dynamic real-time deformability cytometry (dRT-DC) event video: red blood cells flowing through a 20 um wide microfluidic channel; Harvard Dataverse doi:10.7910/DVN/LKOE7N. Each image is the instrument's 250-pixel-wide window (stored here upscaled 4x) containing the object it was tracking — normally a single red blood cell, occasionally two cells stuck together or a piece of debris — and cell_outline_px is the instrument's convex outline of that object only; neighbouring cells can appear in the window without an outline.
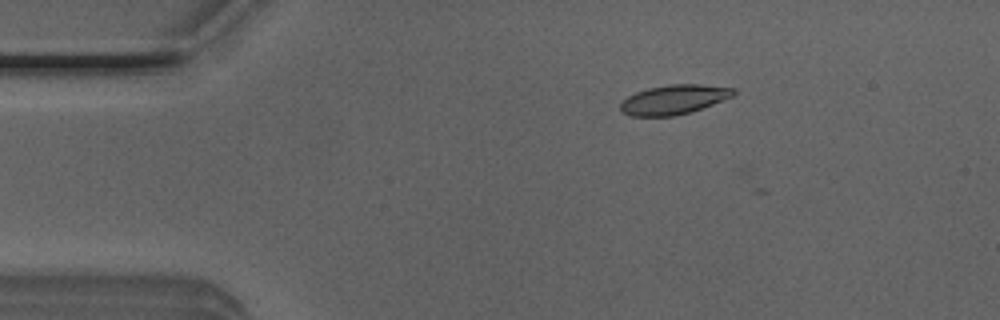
{"species": "Egyptian fruit bat (a non-hibernating species)", "species_latin": "Rousettus aegyptiacus", "temperature_condition": "room temperature", "stored_images_in_passage": 5, "camera_frame_rate_fps": 3000, "um_per_image_px": 0.085, "animal": {"sex": "male"}, "frame": {"image": 1, "passage_image": 1, "time_ms": 0.0, "image_size_px": [1000, 320], "cell_outline_px": [[736, 92], [732, 96], [712, 104], [688, 112], [672, 116], [632, 116], [624, 112], [620, 108], [620, 104], [628, 96], [636, 92], [648, 88], [668, 84], [700, 84], [736, 88]], "centroid_in_image_um": [57.28, 8.44], "position_along_channel_um": 27.7, "area_um2": 19.13}}